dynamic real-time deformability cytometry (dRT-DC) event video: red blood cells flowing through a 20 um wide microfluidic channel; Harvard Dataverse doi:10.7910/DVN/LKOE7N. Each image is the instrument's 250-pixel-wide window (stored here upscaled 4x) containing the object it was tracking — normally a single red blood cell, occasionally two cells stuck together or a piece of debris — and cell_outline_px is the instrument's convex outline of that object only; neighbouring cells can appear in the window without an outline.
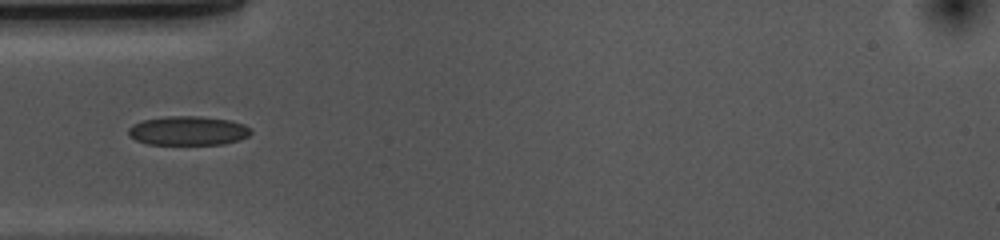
{"species": "common noctule bat (a hibernating species)", "species_latin": "Nyctalus noctula", "temperature_condition": "cold", "stored_images_in_passage": 39, "camera_frame_rate_fps": 3000, "um_per_image_px": 0.085, "animal": {"sex": "female", "body_mass_g": 10.0, "forearm_length_mm": 53.1}, "frame": {"image": 1, "passage_image": 1, "time_ms": 0.0, "image_size_px": [1000, 240], "cell_outline_px": [[252, 132], [248, 136], [240, 140], [224, 144], [148, 144], [136, 140], [128, 136], [128, 128], [132, 124], [144, 120], [168, 116], [200, 116], [232, 120], [244, 124], [252, 128]], "centroid_in_image_um": [16.02, 11.11], "position_along_channel_um": 69.0, "area_um2": 20.98}}
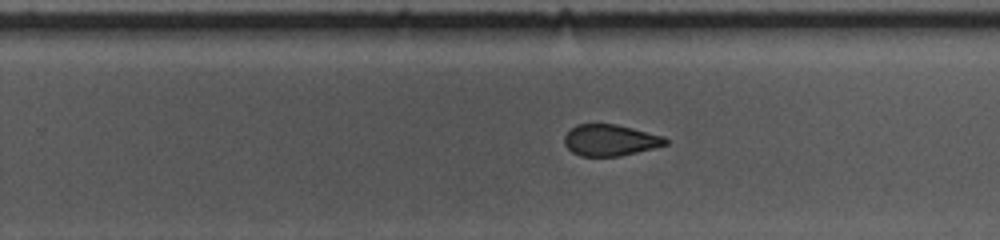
{"frame": {"image": 2, "passage_image": 18, "time_ms": 5.667, "image_size_px": [1000, 240], "cell_outline_px": [[668, 144], [620, 156], [580, 156], [572, 152], [564, 144], [564, 136], [576, 124], [616, 124], [664, 136], [668, 140]], "centroid_in_image_um": [51.85, 11.91], "position_along_channel_um": 277.9, "area_um2": 18.38}}
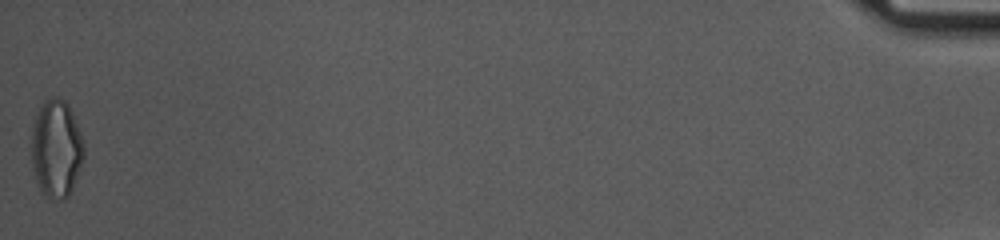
{"frame": {"image": 3, "passage_image": 39, "time_ms": 12.667, "image_size_px": [1000, 240], "cell_outline_px": [[84, 156], [72, 188], [68, 196], [64, 200], [52, 200], [44, 196], [36, 180], [32, 164], [32, 128], [36, 116], [44, 100], [52, 96], [60, 96], [68, 104], [72, 112], [80, 132], [84, 144]], "centroid_in_image_um": [4.78, 12.63], "position_along_channel_um": 430.4, "area_um2": 29.88}}